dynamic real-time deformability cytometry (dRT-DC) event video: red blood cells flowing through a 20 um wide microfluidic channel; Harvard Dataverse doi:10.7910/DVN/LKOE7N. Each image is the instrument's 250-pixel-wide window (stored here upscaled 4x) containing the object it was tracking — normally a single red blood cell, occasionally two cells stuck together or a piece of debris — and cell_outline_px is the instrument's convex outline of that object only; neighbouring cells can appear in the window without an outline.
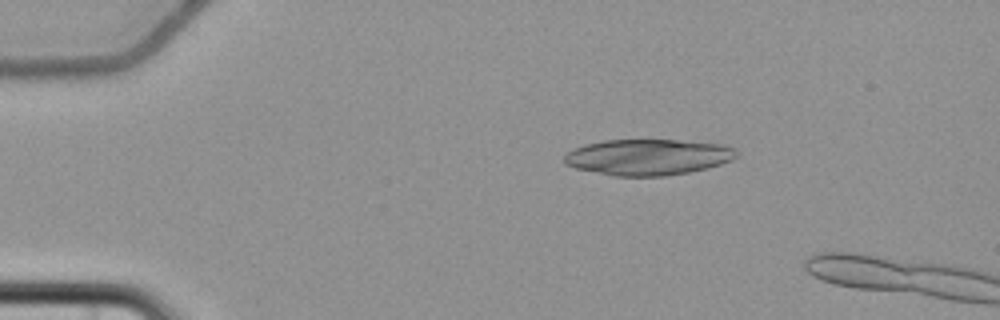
{"species": "common noctule bat (a hibernating species)", "species_latin": "Nyctalus noctula", "temperature_condition": "cold", "stored_images_in_passage": 2, "camera_frame_rate_fps": 3000, "um_per_image_px": 0.085, "animal": {"sex": "female", "body_mass_g": 22.7, "forearm_length_mm": 54.2}, "frame": {"image": 1, "passage_image": 1, "time_ms": 0.0, "image_size_px": [1000, 320], "cell_outline_px": [[740, 152], [732, 160], [708, 168], [688, 172], [664, 176], [612, 176], [576, 168], [564, 164], [564, 156], [568, 152], [576, 148], [588, 144], [604, 140], [676, 140], [720, 144], [736, 148]], "centroid_in_image_um": [55.1, 13.36], "position_along_channel_um": 29.9, "area_um2": 36.07}}